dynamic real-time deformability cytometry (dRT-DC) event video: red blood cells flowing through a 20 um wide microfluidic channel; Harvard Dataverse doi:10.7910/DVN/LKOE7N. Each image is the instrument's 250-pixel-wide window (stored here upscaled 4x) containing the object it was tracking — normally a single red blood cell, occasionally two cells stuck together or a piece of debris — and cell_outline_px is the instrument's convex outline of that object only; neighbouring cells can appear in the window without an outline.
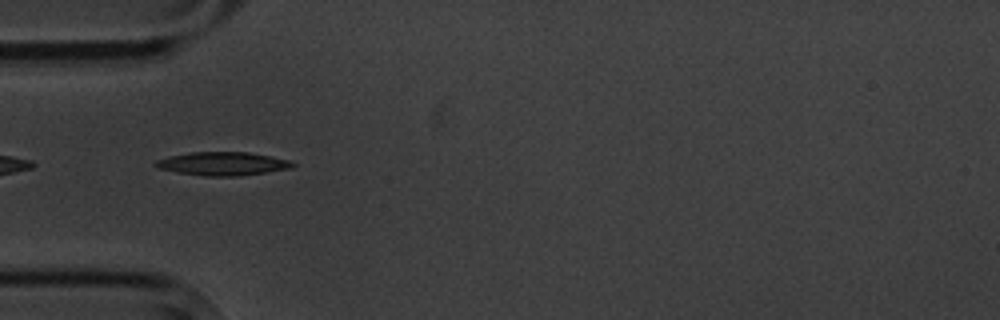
{"species": "common noctule bat (a hibernating species)", "species_latin": "Nyctalus noctula", "temperature_condition": "cold", "stored_images_in_passage": 9, "camera_frame_rate_fps": 3000, "um_per_image_px": 0.085, "animal": {"sex": "male", "body_mass_g": 20.1, "forearm_length_mm": 53.5}, "frame": {"image": 1, "passage_image": 4, "time_ms": 3.0, "image_size_px": [1000, 320], "cell_outline_px": [[296, 164], [292, 168], [240, 176], [204, 176], [176, 172], [156, 168], [152, 164], [156, 160], [168, 156], [192, 152], [248, 152], [288, 160]], "centroid_in_image_um": [18.87, 13.92], "position_along_channel_um": 66.1, "area_um2": 18.73}}
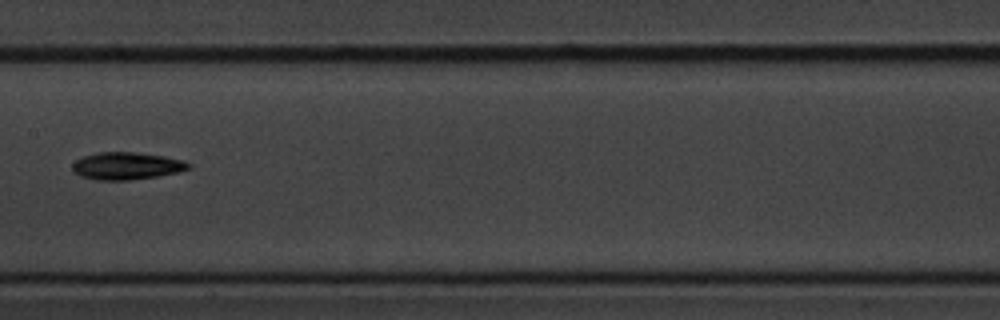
{"frame": {"image": 2, "passage_image": 7, "time_ms": 6.667, "image_size_px": [1000, 320], "cell_outline_px": [[192, 168], [180, 172], [156, 176], [128, 180], [96, 180], [80, 176], [72, 172], [72, 164], [76, 160], [84, 156], [96, 152], [136, 152], [164, 156], [184, 160], [192, 164]], "centroid_in_image_um": [10.78, 14.1], "position_along_channel_um": 196.6, "area_um2": 18.73}}
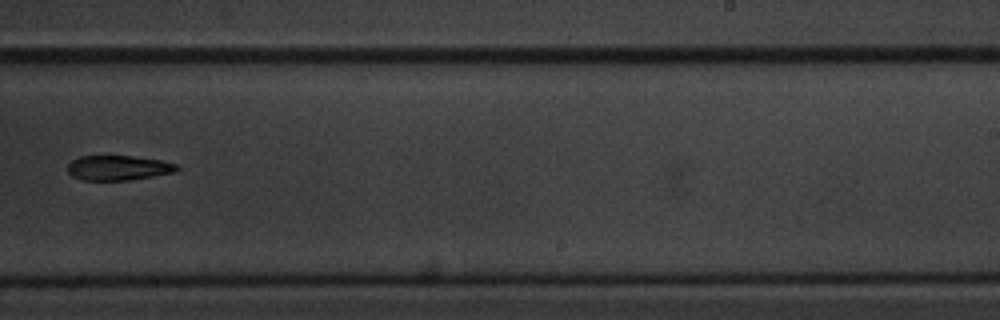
{"frame": {"image": 3, "passage_image": 9, "time_ms": 9.0, "image_size_px": [1000, 320], "cell_outline_px": [[180, 168], [176, 172], [128, 180], [80, 180], [72, 176], [68, 172], [68, 164], [72, 160], [80, 156], [132, 156], [160, 160], [176, 164]], "centroid_in_image_um": [10.04, 14.27], "position_along_channel_um": 279.0, "area_um2": 15.78}}